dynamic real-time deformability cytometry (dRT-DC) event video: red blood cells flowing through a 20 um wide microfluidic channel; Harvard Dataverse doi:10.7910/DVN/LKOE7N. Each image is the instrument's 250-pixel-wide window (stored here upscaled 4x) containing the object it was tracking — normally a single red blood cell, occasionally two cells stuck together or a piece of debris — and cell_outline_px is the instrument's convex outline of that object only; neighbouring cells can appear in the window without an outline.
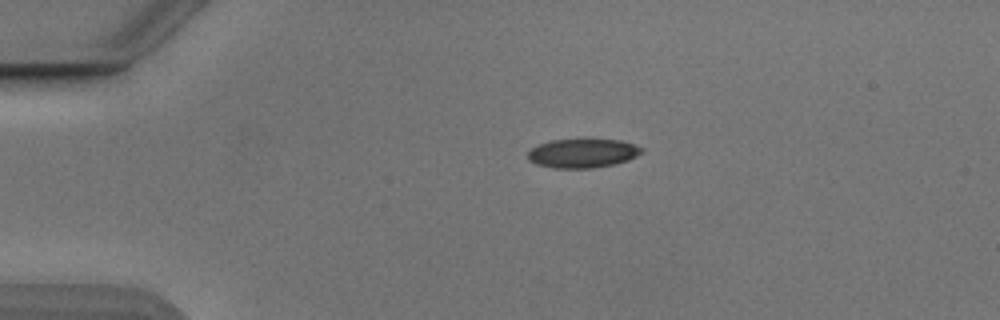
{"species": "Egyptian fruit bat (a non-hibernating species)", "species_latin": "Rousettus aegyptiacus", "temperature_condition": "cold", "stored_images_in_passage": 42, "camera_frame_rate_fps": 3000, "um_per_image_px": 0.085, "animal": {"sex": "male"}, "frame": {"image": 1, "passage_image": 1, "time_ms": 0.0, "image_size_px": [1000, 320], "cell_outline_px": [[644, 152], [628, 160], [612, 164], [592, 168], [552, 168], [536, 164], [528, 160], [528, 152], [532, 148], [540, 144], [552, 140], [620, 140], [644, 148]], "centroid_in_image_um": [49.52, 13.04], "position_along_channel_um": 35.5, "area_um2": 19.02}}
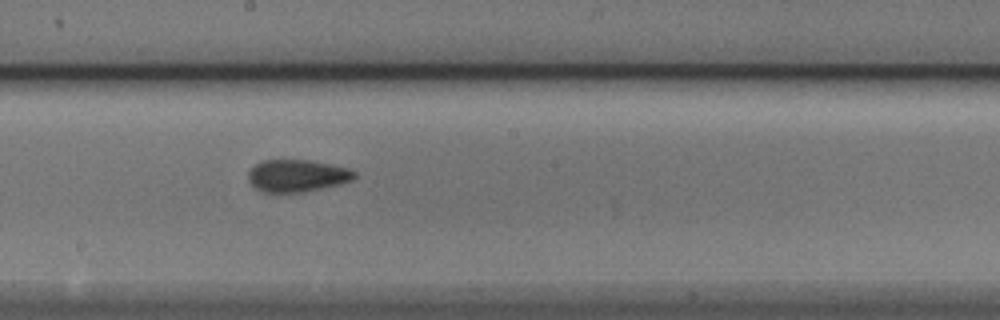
{"frame": {"image": 2, "passage_image": 19, "time_ms": 6.0, "image_size_px": [1000, 320], "cell_outline_px": [[356, 176], [352, 180], [320, 188], [300, 192], [264, 192], [256, 188], [252, 184], [248, 176], [248, 172], [260, 160], [308, 160], [348, 168], [356, 172]], "centroid_in_image_um": [25.23, 14.92], "position_along_channel_um": 223.0, "area_um2": 19.54}}
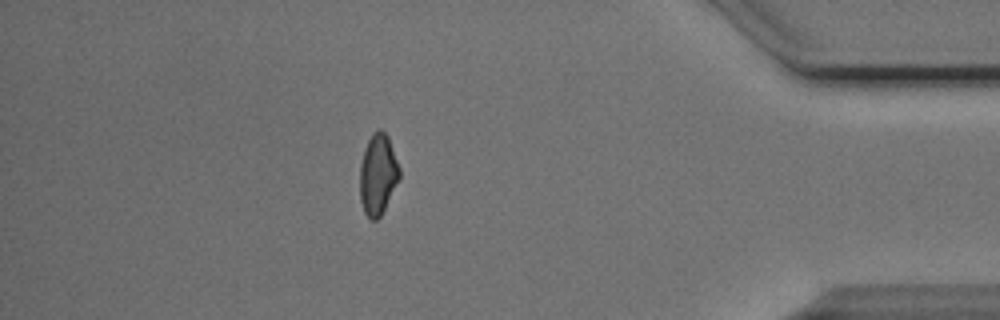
{"frame": {"image": 3, "passage_image": 36, "time_ms": 11.667, "image_size_px": [1000, 320], "cell_outline_px": [[400, 176], [380, 216], [376, 220], [368, 220], [364, 212], [360, 200], [360, 164], [364, 148], [372, 132], [376, 128], [380, 128], [388, 136], [400, 168]], "centroid_in_image_um": [32.1, 14.79], "position_along_channel_um": 403.1, "area_um2": 18.67}, "authors_computed_cell_mechanics": {"area_um2": 19.5364, "velocity_mm_per_s": 3.8756, "shape_relaxation_time_tau1_ms": 5.9253, "shape_relaxation_time_tau2_ms": 1.6849, "deformation_change_tau1": 0.1171, "deformation_change_tau2": 0.0867}}